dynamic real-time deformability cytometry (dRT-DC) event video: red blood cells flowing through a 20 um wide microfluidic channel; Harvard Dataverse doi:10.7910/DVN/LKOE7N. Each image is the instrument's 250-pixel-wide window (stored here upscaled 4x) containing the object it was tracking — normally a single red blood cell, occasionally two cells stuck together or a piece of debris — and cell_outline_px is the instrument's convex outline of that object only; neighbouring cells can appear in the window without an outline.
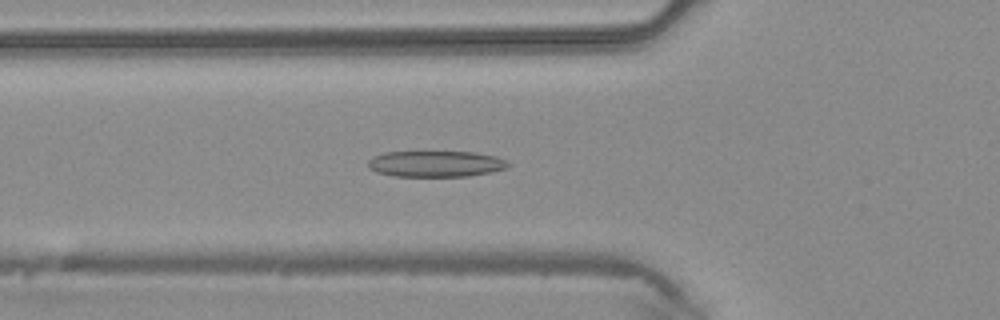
{"species": "common noctule bat (a hibernating species)", "species_latin": "Nyctalus noctula", "temperature_condition": "warm", "stored_images_in_passage": 45, "camera_frame_rate_fps": 3000, "um_per_image_px": 0.085, "animal": {"sex": "male", "body_mass_g": 20.4}, "frame": {"image": 1, "passage_image": 16, "time_ms": 5.0, "image_size_px": [1000, 320], "cell_outline_px": [[512, 164], [508, 168], [492, 172], [468, 176], [392, 176], [376, 172], [368, 168], [368, 160], [372, 156], [384, 152], [476, 152], [496, 156], [508, 160]], "centroid_in_image_um": [37.07, 13.92], "position_along_channel_um": 88.7, "area_um2": 21.62}}
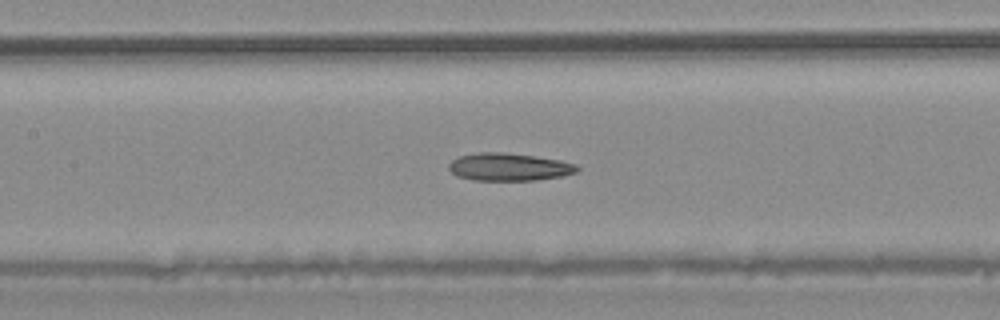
{"frame": {"image": 2, "passage_image": 21, "time_ms": 6.667, "image_size_px": [1000, 320], "cell_outline_px": [[580, 168], [576, 172], [560, 176], [536, 180], [472, 180], [456, 176], [448, 168], [448, 164], [452, 160], [460, 156], [476, 152], [504, 152], [560, 160], [576, 164]], "centroid_in_image_um": [43.23, 14.19], "position_along_channel_um": 164.2, "area_um2": 20.63}}
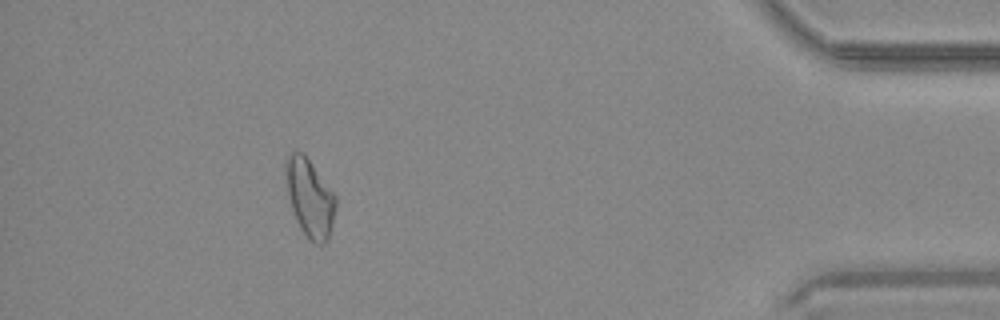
{"frame": {"image": 3, "passage_image": 41, "time_ms": 13.333, "image_size_px": [1000, 320], "cell_outline_px": [[336, 204], [332, 224], [328, 240], [324, 244], [316, 244], [300, 228], [292, 208], [288, 192], [284, 172], [284, 164], [288, 152], [304, 152], [336, 196]], "centroid_in_image_um": [26.32, 16.76], "position_along_channel_um": 408.9, "area_um2": 22.54}}